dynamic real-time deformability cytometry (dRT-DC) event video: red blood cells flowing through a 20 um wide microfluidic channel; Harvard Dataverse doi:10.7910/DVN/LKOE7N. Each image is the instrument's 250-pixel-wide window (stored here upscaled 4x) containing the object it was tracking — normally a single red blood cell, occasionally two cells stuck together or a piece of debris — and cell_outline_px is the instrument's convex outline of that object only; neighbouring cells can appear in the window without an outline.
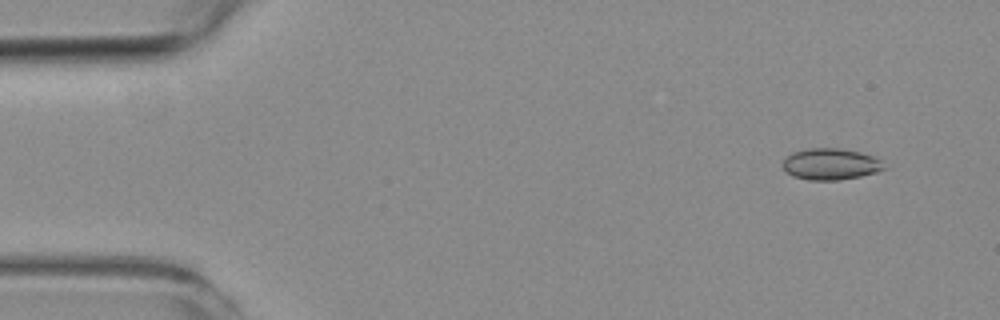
{"species": "common noctule bat (a hibernating species)", "species_latin": "Nyctalus noctula", "temperature_condition": "room temperature", "stored_images_in_passage": 4, "camera_frame_rate_fps": 3000, "um_per_image_px": 0.085, "animal": {"sex": "female", "body_mass_g": 19.3, "forearm_length_mm": 54.1}, "frame": {"image": 1, "passage_image": 1, "time_ms": 0.0, "image_size_px": [1000, 320], "cell_outline_px": [[888, 168], [876, 172], [860, 176], [840, 180], [808, 180], [792, 176], [780, 164], [792, 152], [808, 148], [840, 148], [860, 152], [876, 156], [884, 160]], "centroid_in_image_um": [70.66, 13.94], "position_along_channel_um": 14.3, "area_um2": 18.9}}
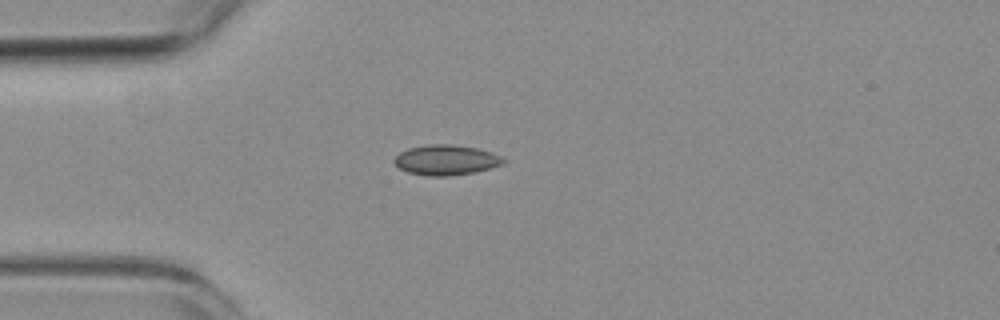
{"frame": {"image": 2, "passage_image": 4, "time_ms": 3.333, "image_size_px": [1000, 320], "cell_outline_px": [[508, 160], [504, 164], [472, 172], [448, 176], [428, 176], [408, 172], [400, 168], [392, 160], [400, 152], [408, 148], [428, 144], [452, 144], [476, 148], [492, 152]], "centroid_in_image_um": [37.91, 13.59], "position_along_channel_um": 47.1, "area_um2": 19.13}}